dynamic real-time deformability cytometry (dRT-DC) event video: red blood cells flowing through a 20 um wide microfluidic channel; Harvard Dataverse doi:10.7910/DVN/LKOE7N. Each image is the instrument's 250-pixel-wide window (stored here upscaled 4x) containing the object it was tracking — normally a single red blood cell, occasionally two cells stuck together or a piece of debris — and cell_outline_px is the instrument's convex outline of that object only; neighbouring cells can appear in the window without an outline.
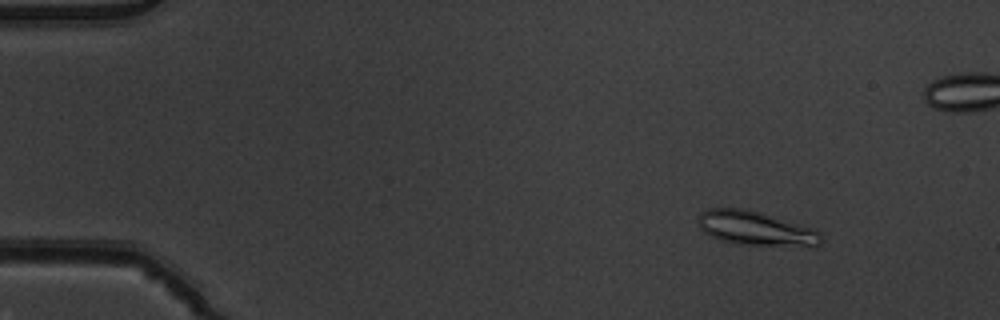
{"species": "common noctule bat (a hibernating species)", "species_latin": "Nyctalus noctula", "temperature_condition": "warm", "stored_images_in_passage": 54, "camera_frame_rate_fps": 3000, "um_per_image_px": 0.085, "animal": {"sex": "male", "body_mass_g": 19.5, "forearm_length_mm": 54.6}, "frame": {"image": 1, "passage_image": 7, "time_ms": 2.0, "image_size_px": [1000, 320], "cell_outline_px": [[824, 240], [816, 248], [740, 244], [720, 240], [704, 232], [700, 228], [696, 220], [700, 212], [708, 208], [744, 208], [816, 228], [820, 232]], "centroid_in_image_um": [64.31, 19.43], "position_along_channel_um": 20.7, "area_um2": 25.2}}
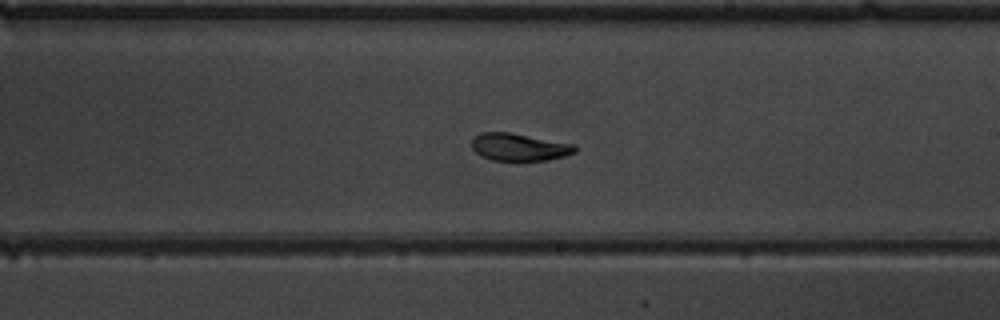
{"frame": {"image": 2, "passage_image": 32, "time_ms": 10.333, "image_size_px": [1000, 320], "cell_outline_px": [[576, 152], [564, 156], [548, 160], [516, 164], [492, 160], [480, 156], [472, 148], [472, 136], [480, 132], [508, 132], [576, 144]], "centroid_in_image_um": [44.11, 12.55], "position_along_channel_um": 244.9, "area_um2": 17.4}}
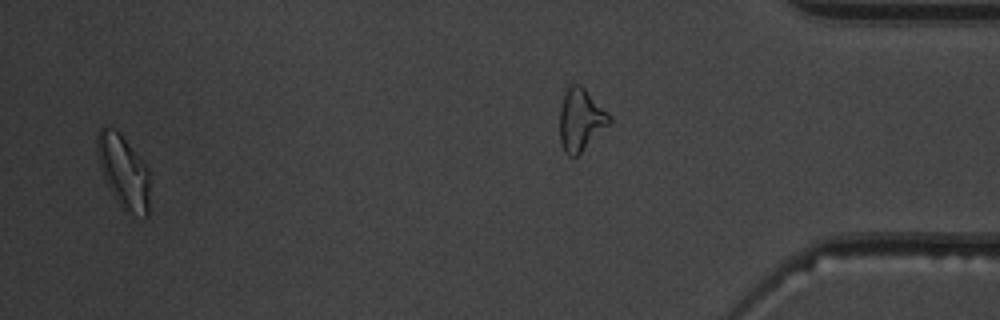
{"frame": {"image": 3, "passage_image": 52, "time_ms": 17.0, "image_size_px": [1000, 320], "cell_outline_px": [[148, 216], [144, 216], [124, 212], [112, 192], [100, 168], [96, 148], [96, 136], [100, 128], [104, 124], [108, 124], [120, 132], [148, 168]], "centroid_in_image_um": [10.47, 14.52], "position_along_channel_um": 424.7, "area_um2": 22.37}, "authors_computed_cell_mechanics": {"area_um2": 18.1492, "velocity_mm_per_s": 3.8772, "shape_relaxation_time_tau1_ms": 4.963, "shape_relaxation_time_tau2_ms": 1.3645, "deformation_change_tau1": 0.1891, "deformation_change_tau2": 0.0748}}